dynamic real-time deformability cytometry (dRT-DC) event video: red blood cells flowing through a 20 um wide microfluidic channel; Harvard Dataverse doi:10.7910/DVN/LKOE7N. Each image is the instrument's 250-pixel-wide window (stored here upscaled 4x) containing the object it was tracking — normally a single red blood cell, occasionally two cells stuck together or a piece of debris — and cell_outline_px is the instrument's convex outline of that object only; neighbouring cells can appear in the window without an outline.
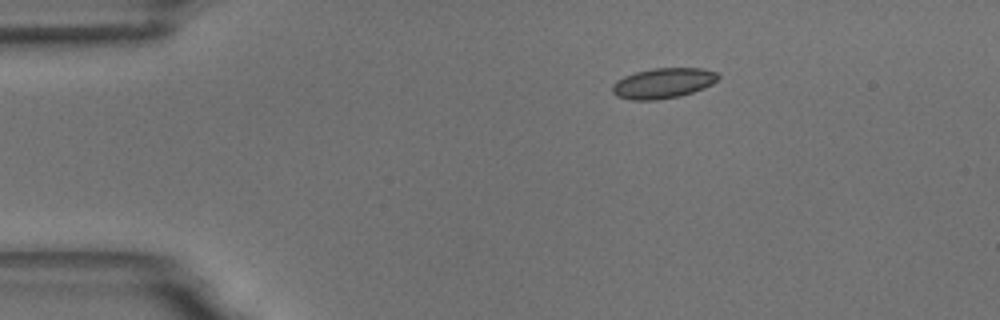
{"species": "common noctule bat (a hibernating species)", "species_latin": "Nyctalus noctula", "temperature_condition": "room temperature", "stored_images_in_passage": 47, "camera_frame_rate_fps": 3000, "um_per_image_px": 0.085, "animal": {"sex": "male", "body_mass_g": 18.8}, "frame": {"image": 1, "passage_image": 1, "time_ms": 0.0, "image_size_px": [1000, 320], "cell_outline_px": [[720, 76], [712, 84], [704, 88], [680, 96], [656, 100], [632, 100], [616, 96], [612, 92], [612, 84], [616, 80], [624, 76], [636, 72], [652, 68], [704, 68], [716, 72]], "centroid_in_image_um": [56.35, 7.07], "position_along_channel_um": 28.7, "area_um2": 18.79}}
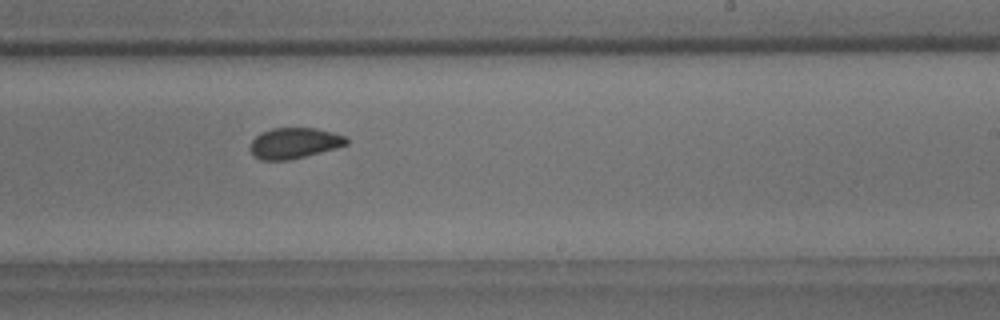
{"frame": {"image": 2, "passage_image": 25, "time_ms": 8.0, "image_size_px": [1000, 320], "cell_outline_px": [[348, 144], [336, 148], [288, 160], [260, 160], [252, 156], [248, 148], [252, 140], [260, 132], [272, 128], [316, 128], [332, 132], [344, 136], [348, 140]], "centroid_in_image_um": [24.95, 12.16], "position_along_channel_um": 264.0, "area_um2": 17.34}}
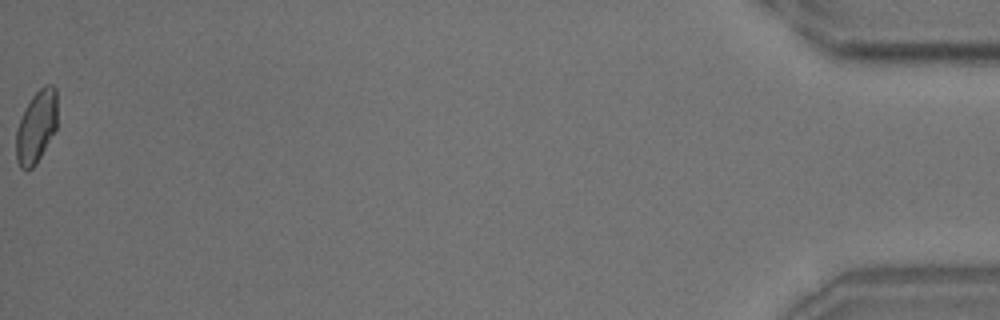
{"frame": {"image": 3, "passage_image": 47, "time_ms": 15.333, "image_size_px": [1000, 320], "cell_outline_px": [[56, 128], [36, 164], [32, 168], [20, 168], [16, 160], [16, 128], [24, 108], [32, 96], [44, 84], [52, 84], [56, 88]], "centroid_in_image_um": [3.07, 10.74], "position_along_channel_um": 432.1, "area_um2": 17.34}, "authors_computed_cell_mechanics": {"area_um2": 17.8024, "velocity_mm_per_s": 3.6431, "shape_relaxation_time_tau1_ms": 4.0529, "shape_relaxation_time_tau2_ms": 1.7027, "deformation_change_tau1": 0.0794, "deformation_change_tau2": 0.0479}}